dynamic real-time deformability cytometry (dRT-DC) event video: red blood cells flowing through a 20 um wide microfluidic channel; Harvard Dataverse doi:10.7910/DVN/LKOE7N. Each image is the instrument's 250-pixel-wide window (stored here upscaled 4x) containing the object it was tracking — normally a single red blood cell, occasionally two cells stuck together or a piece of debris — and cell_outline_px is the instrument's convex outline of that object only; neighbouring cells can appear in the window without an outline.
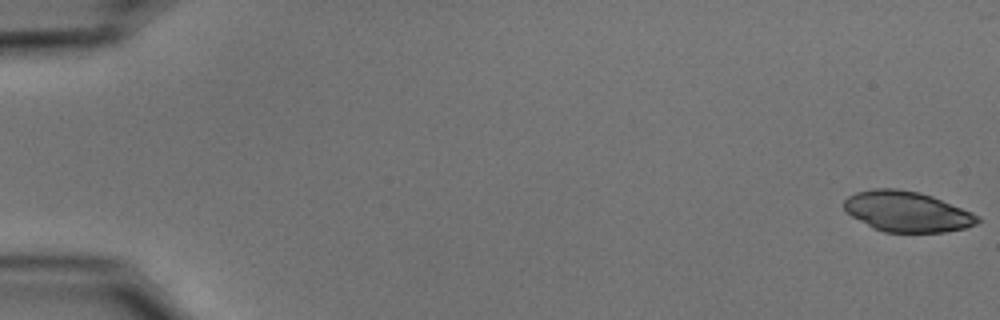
{"species": "common noctule bat (a hibernating species)", "species_latin": "Nyctalus noctula", "temperature_condition": "cold", "stored_images_in_passage": 54, "camera_frame_rate_fps": 3000, "um_per_image_px": 0.085, "animal": {"sex": "male", "body_mass_g": 15.6}, "frame": {"image": 1, "passage_image": 1, "time_ms": 0.0, "image_size_px": [1000, 320], "cell_outline_px": [[980, 220], [976, 224], [964, 228], [944, 232], [884, 232], [872, 228], [852, 216], [844, 208], [844, 200], [848, 196], [856, 192], [876, 188], [896, 188], [920, 192], [932, 196], [972, 212], [980, 216]], "centroid_in_image_um": [77.1, 17.98], "position_along_channel_um": 7.9, "area_um2": 31.44}}